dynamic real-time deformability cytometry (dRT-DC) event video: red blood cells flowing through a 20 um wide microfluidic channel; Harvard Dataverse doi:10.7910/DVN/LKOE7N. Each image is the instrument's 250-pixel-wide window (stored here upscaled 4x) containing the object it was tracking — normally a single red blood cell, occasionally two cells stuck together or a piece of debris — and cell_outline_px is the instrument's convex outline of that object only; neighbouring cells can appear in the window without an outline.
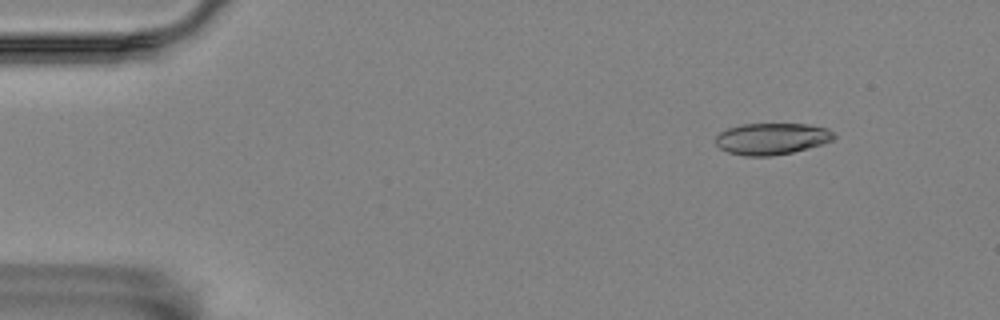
{"species": "Egyptian fruit bat (a non-hibernating species)", "species_latin": "Rousettus aegyptiacus", "temperature_condition": "room temperature", "stored_images_in_passage": 56, "camera_frame_rate_fps": 3000, "um_per_image_px": 0.085, "animal": {"sex": "female"}, "frame": {"image": 1, "passage_image": 5, "time_ms": 1.333, "image_size_px": [1000, 320], "cell_outline_px": [[836, 136], [832, 140], [808, 148], [792, 152], [772, 156], [744, 156], [728, 152], [720, 148], [716, 144], [716, 136], [720, 132], [728, 128], [740, 124], [808, 124], [828, 128]], "centroid_in_image_um": [65.58, 11.79], "position_along_channel_um": 19.4, "area_um2": 21.73}}
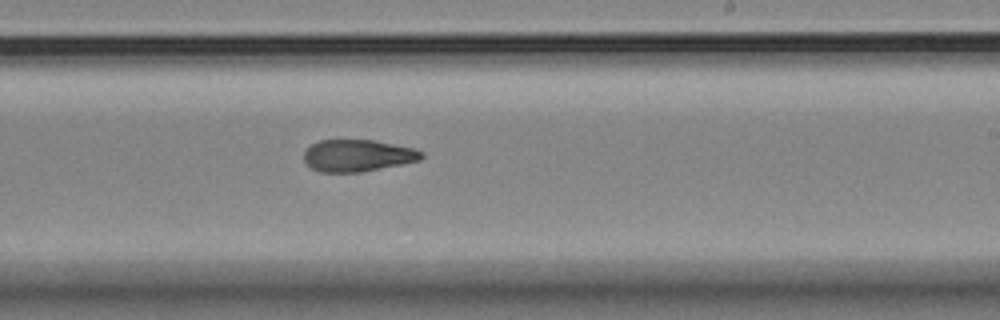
{"frame": {"image": 2, "passage_image": 33, "time_ms": 10.667, "image_size_px": [1000, 320], "cell_outline_px": [[424, 156], [420, 160], [360, 172], [320, 172], [312, 168], [304, 160], [304, 152], [312, 144], [320, 140], [372, 140], [412, 148], [424, 152]], "centroid_in_image_um": [30.39, 13.22], "position_along_channel_um": 258.6, "area_um2": 21.56}}
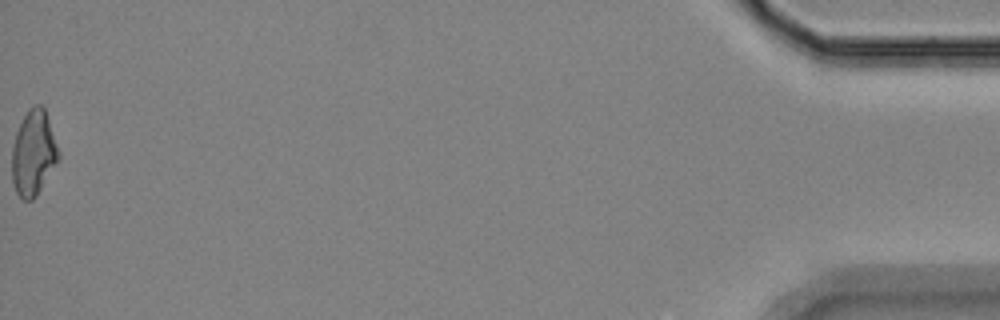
{"frame": {"image": 3, "passage_image": 56, "time_ms": 18.333, "image_size_px": [1000, 320], "cell_outline_px": [[60, 156], [36, 196], [32, 200], [20, 200], [16, 192], [12, 180], [12, 148], [16, 132], [28, 108], [36, 104], [40, 104], [44, 108], [60, 152]], "centroid_in_image_um": [2.83, 13.02], "position_along_channel_um": 432.4, "area_um2": 22.95}, "authors_computed_cell_mechanics": {"area_um2": 22.3686, "velocity_mm_per_s": 3.5109, "shape_relaxation_time_tau1_ms": null, "shape_relaxation_time_tau2_ms": 4.2696, "deformation_change_tau1": null, "deformation_change_tau2": 0.1252}}